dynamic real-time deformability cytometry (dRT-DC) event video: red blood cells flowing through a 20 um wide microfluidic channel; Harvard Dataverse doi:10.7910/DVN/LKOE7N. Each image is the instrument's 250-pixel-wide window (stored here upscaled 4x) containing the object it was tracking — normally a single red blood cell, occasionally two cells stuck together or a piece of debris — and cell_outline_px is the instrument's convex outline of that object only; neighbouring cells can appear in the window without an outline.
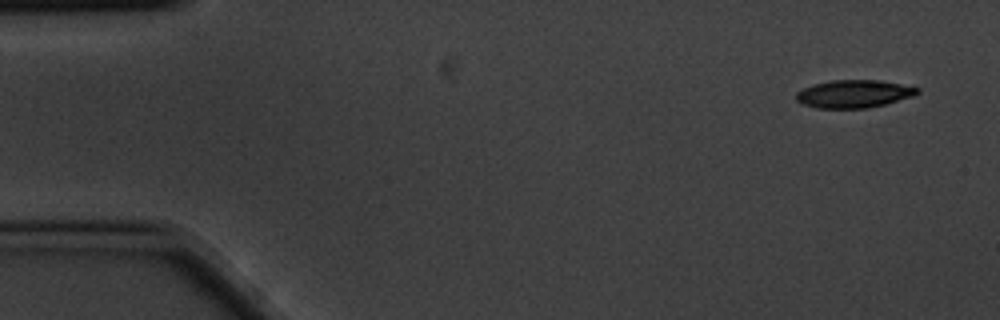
{"species": "common noctule bat (a hibernating species)", "species_latin": "Nyctalus noctula", "temperature_condition": "cold", "stored_images_in_passage": 5, "camera_frame_rate_fps": 3000, "um_per_image_px": 0.085, "animal": {"sex": "male", "body_mass_g": 20.1, "forearm_length_mm": 53.5}, "frame": {"image": 1, "passage_image": 1, "time_ms": 0.0, "image_size_px": [1000, 320], "cell_outline_px": [[920, 92], [912, 96], [884, 104], [864, 108], [816, 108], [804, 104], [796, 100], [796, 92], [804, 88], [816, 84], [832, 80], [880, 80], [920, 88]], "centroid_in_image_um": [72.57, 7.97], "position_along_channel_um": 12.4, "area_um2": 19.36}}
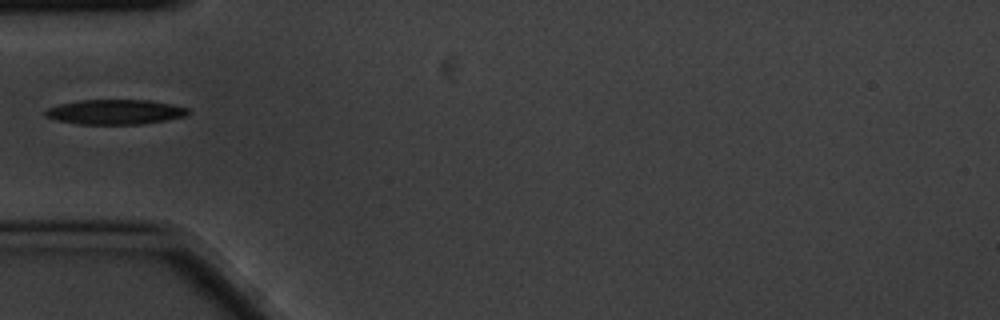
{"frame": {"image": 2, "passage_image": 5, "time_ms": 1.333, "image_size_px": [1000, 320], "cell_outline_px": [[192, 112], [184, 116], [164, 120], [140, 124], [80, 124], [56, 120], [44, 116], [44, 112], [48, 108], [56, 104], [80, 100], [148, 100], [172, 104], [188, 108]], "centroid_in_image_um": [9.76, 9.51], "position_along_channel_um": 75.2, "area_um2": 20.69}}